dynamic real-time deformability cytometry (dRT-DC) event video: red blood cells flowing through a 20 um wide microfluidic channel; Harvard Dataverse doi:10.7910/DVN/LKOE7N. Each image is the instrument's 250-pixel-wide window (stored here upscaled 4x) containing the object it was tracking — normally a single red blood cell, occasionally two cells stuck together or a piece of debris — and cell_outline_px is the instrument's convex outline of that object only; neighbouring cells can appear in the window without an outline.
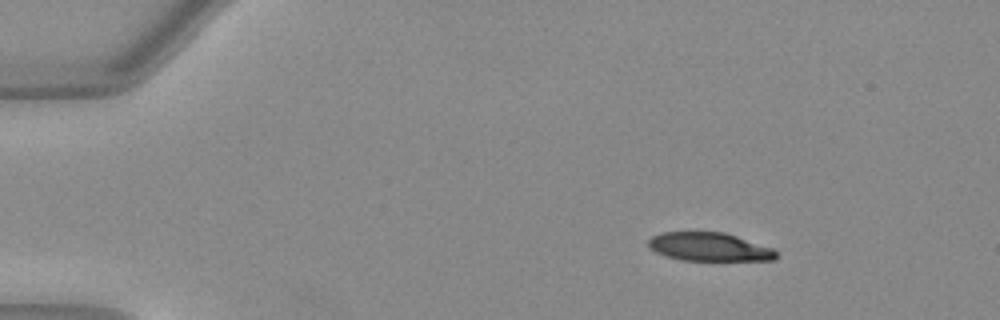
{"species": "Egyptian fruit bat (a non-hibernating species)", "species_latin": "Rousettus aegyptiacus", "temperature_condition": "warm", "stored_images_in_passage": 45, "camera_frame_rate_fps": 3000, "um_per_image_px": 0.085, "animal": {"sex": "female"}, "frame": {"image": 1, "passage_image": 1, "time_ms": 0.0, "image_size_px": [1000, 320], "cell_outline_px": [[776, 260], [684, 260], [668, 256], [656, 252], [648, 248], [648, 240], [652, 236], [660, 232], [724, 232], [776, 248]], "centroid_in_image_um": [60.31, 20.97], "position_along_channel_um": 24.7, "area_um2": 21.27}}
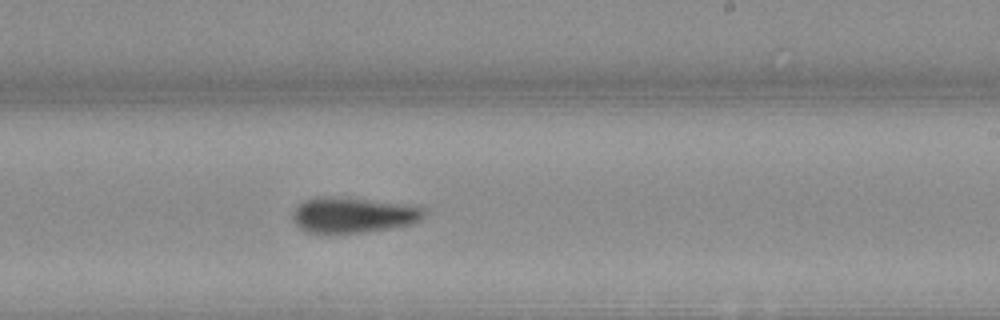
{"frame": {"image": 2, "passage_image": 25, "time_ms": 8.0, "image_size_px": [1000, 320], "cell_outline_px": [[424, 212], [420, 220], [408, 224], [388, 228], [364, 232], [308, 232], [300, 228], [296, 224], [292, 216], [296, 208], [304, 200], [320, 196], [340, 196], [416, 204]], "centroid_in_image_um": [30.02, 18.23], "position_along_channel_um": 259.0, "area_um2": 27.11}}
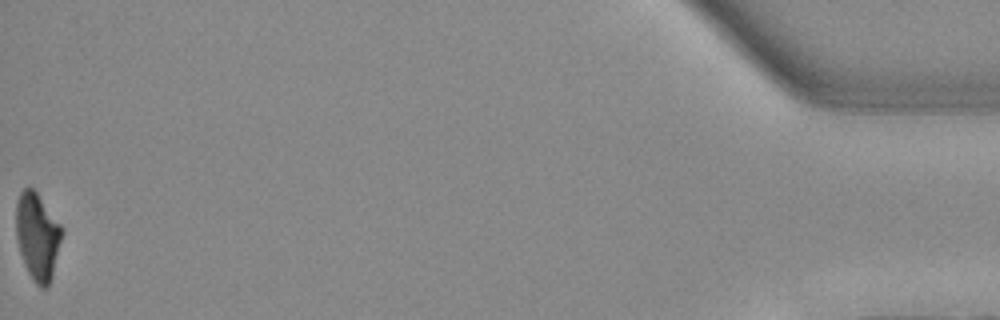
{"frame": {"image": 3, "passage_image": 45, "time_ms": 14.667, "image_size_px": [1000, 320], "cell_outline_px": [[64, 232], [52, 276], [48, 288], [40, 288], [36, 284], [28, 272], [24, 264], [20, 252], [16, 236], [16, 200], [20, 192], [24, 188], [32, 188], [36, 192], [60, 224]], "centroid_in_image_um": [3.18, 20.11], "position_along_channel_um": 432.0, "area_um2": 23.24}, "authors_computed_cell_mechanics": {"area_um2": 25.0852, "velocity_mm_per_s": 4.0067, "shape_relaxation_time_tau1_ms": 4.473, "shape_relaxation_time_tau2_ms": 6.5445, "deformation_change_tau1": 0.2176, "deformation_change_tau2": 0.1335}}